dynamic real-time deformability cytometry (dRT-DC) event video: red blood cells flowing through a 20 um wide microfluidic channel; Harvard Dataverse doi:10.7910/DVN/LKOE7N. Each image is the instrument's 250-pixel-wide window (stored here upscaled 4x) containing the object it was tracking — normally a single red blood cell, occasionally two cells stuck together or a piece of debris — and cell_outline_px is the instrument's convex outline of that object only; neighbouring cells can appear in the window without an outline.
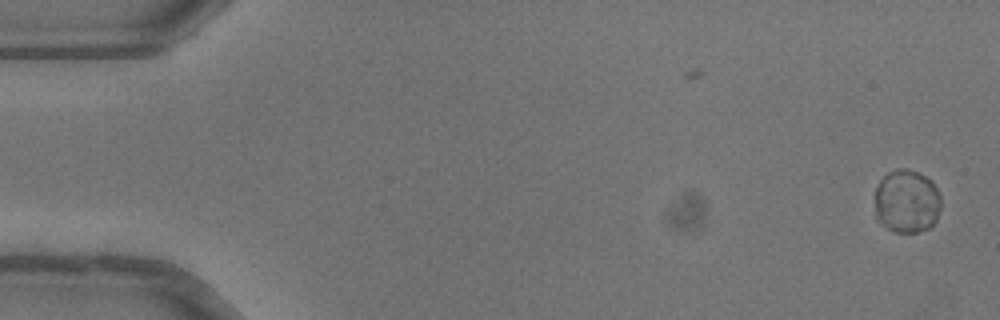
{"species": "common noctule bat (a hibernating species)", "species_latin": "Nyctalus noctula", "temperature_condition": "warm", "stored_images_in_passage": 52, "camera_frame_rate_fps": 3000, "um_per_image_px": 0.085, "animal": {"sex": "female"}, "frame": {"image": 1, "passage_image": 1, "time_ms": 0.0, "image_size_px": [1000, 320], "cell_outline_px": [[940, 208], [936, 220], [928, 228], [916, 232], [896, 232], [888, 228], [876, 220], [876, 188], [880, 180], [888, 172], [896, 168], [904, 168], [916, 172], [932, 180], [940, 196]], "centroid_in_image_um": [77.07, 17.11], "position_along_channel_um": 7.9, "area_um2": 24.33}}
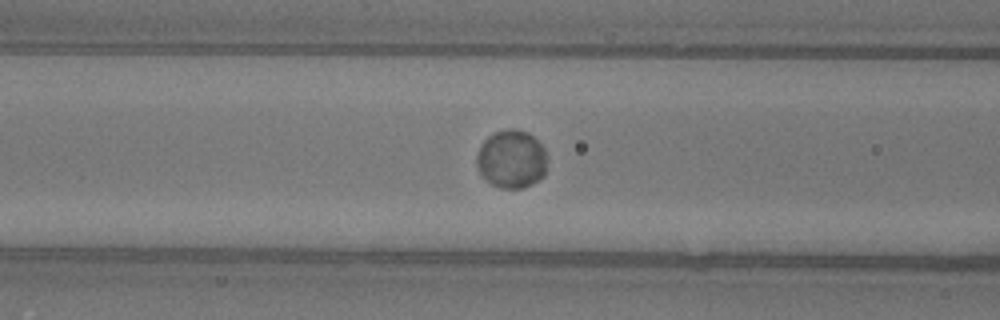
{"frame": {"image": 2, "passage_image": 21, "time_ms": 6.667, "image_size_px": [1000, 320], "cell_outline_px": [[544, 176], [532, 184], [524, 188], [500, 188], [492, 184], [480, 172], [476, 164], [476, 156], [484, 140], [488, 136], [496, 132], [508, 128], [516, 128], [528, 132], [544, 148]], "centroid_in_image_um": [43.46, 13.52], "position_along_channel_um": 123.1, "area_um2": 23.58}}
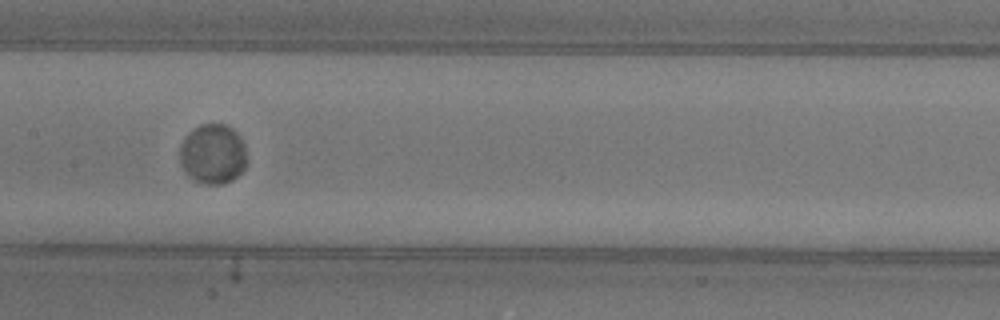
{"frame": {"image": 3, "passage_image": 26, "time_ms": 8.333, "image_size_px": [1000, 320], "cell_outline_px": [[244, 168], [232, 180], [220, 184], [204, 184], [188, 176], [180, 164], [180, 144], [200, 124], [224, 124], [232, 128], [236, 132], [244, 144]], "centroid_in_image_um": [18.07, 13.1], "position_along_channel_um": 189.3, "area_um2": 22.89}, "authors_computed_cell_mechanics": {"area_um2": 23.5824, "velocity_mm_per_s": 3.9648, "shape_relaxation_time_tau1_ms": 1.7178, "shape_relaxation_time_tau2_ms": null, "deformation_change_tau1": 0.008, "deformation_change_tau2": null}}